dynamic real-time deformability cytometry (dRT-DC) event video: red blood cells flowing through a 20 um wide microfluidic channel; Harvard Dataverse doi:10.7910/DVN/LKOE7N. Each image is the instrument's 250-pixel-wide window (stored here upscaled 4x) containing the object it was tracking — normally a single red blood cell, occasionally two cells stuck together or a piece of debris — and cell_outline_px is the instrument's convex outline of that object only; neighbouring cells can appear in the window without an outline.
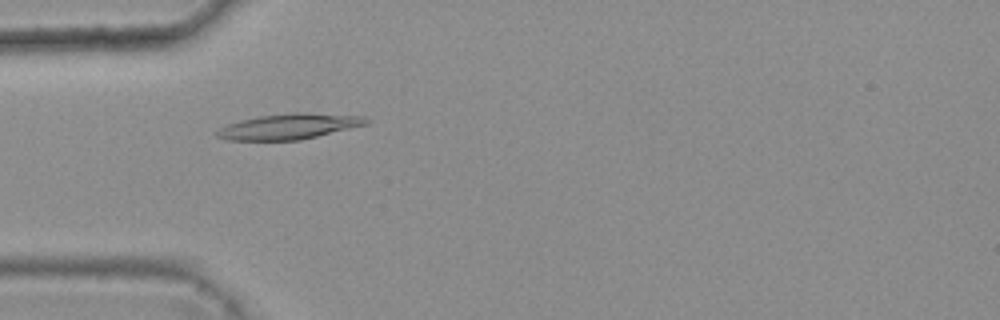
{"species": "common noctule bat (a hibernating species)", "species_latin": "Nyctalus noctula", "temperature_condition": "warm", "stored_images_in_passage": 48, "camera_frame_rate_fps": 3000, "um_per_image_px": 0.085, "animal": {"sex": "female", "body_mass_g": 25.1}, "frame": {"image": 1, "passage_image": 16, "time_ms": 5.0, "image_size_px": [1000, 320], "cell_outline_px": [[372, 120], [368, 124], [300, 140], [228, 140], [216, 136], [216, 132], [220, 128], [228, 124], [240, 120], [260, 116], [296, 112], [308, 112], [364, 116]], "centroid_in_image_um": [24.62, 10.74], "position_along_channel_um": 60.4, "area_um2": 22.2}}
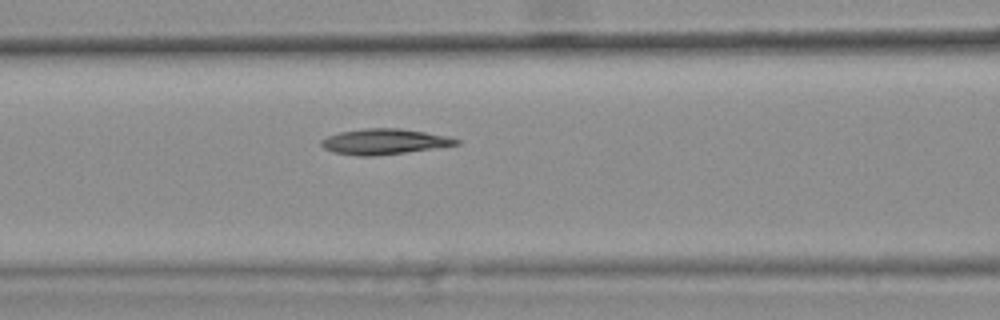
{"frame": {"image": 2, "passage_image": 22, "time_ms": 7.0, "image_size_px": [1000, 320], "cell_outline_px": [[460, 144], [376, 156], [356, 156], [332, 152], [324, 148], [320, 144], [320, 140], [328, 136], [340, 132], [368, 128], [400, 128], [448, 136], [460, 140]], "centroid_in_image_um": [32.62, 12.04], "position_along_channel_um": 134.0, "area_um2": 19.94}}
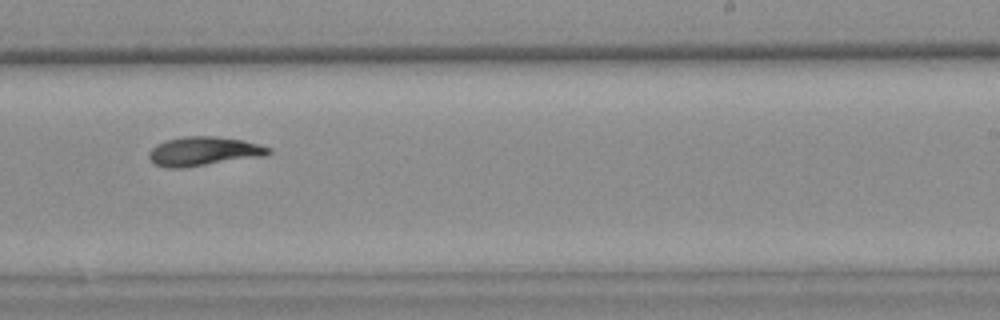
{"frame": {"image": 3, "passage_image": 33, "time_ms": 10.667, "image_size_px": [1000, 320], "cell_outline_px": [[272, 152], [264, 156], [184, 168], [164, 168], [156, 164], [148, 156], [148, 152], [156, 144], [164, 140], [184, 136], [216, 136], [244, 140], [260, 144], [272, 148]], "centroid_in_image_um": [17.32, 12.85], "position_along_channel_um": 271.7, "area_um2": 20.52}, "authors_computed_cell_mechanics": {"area_um2": 20.1433, "velocity_mm_per_s": 3.7707, "shape_relaxation_time_tau1_ms": null, "shape_relaxation_time_tau2_ms": 9.991, "deformation_change_tau1": null, "deformation_change_tau2": 0.1764}}